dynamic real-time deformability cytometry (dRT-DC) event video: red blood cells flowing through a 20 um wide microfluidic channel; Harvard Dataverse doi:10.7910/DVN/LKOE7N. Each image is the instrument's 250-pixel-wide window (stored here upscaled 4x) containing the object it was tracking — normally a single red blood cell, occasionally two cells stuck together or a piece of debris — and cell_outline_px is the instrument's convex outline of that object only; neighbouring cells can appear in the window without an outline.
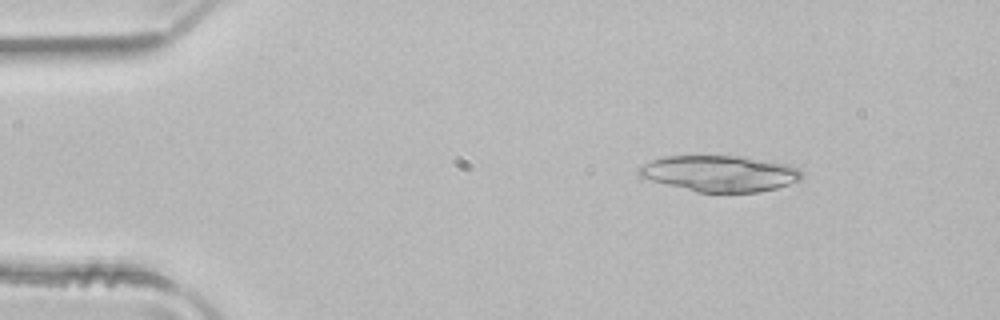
{"species": "common noctule bat (a hibernating species)", "species_latin": "Nyctalus noctula", "temperature_condition": "room temperature", "stored_images_in_passage": 49, "camera_frame_rate_fps": 3000, "um_per_image_px": 0.085, "animal": {"sex": "male", "body_mass_g": 21.5, "forearm_length_mm": 52.0}, "frame": {"image": 1, "passage_image": 7, "time_ms": 2.0, "image_size_px": [1000, 320], "cell_outline_px": [[804, 176], [800, 180], [776, 188], [760, 192], [696, 192], [652, 180], [640, 176], [636, 172], [644, 164], [652, 160], [664, 156], [744, 156], [788, 164], [796, 168]], "centroid_in_image_um": [61.2, 14.74], "position_along_channel_um": 23.8, "area_um2": 34.04}}